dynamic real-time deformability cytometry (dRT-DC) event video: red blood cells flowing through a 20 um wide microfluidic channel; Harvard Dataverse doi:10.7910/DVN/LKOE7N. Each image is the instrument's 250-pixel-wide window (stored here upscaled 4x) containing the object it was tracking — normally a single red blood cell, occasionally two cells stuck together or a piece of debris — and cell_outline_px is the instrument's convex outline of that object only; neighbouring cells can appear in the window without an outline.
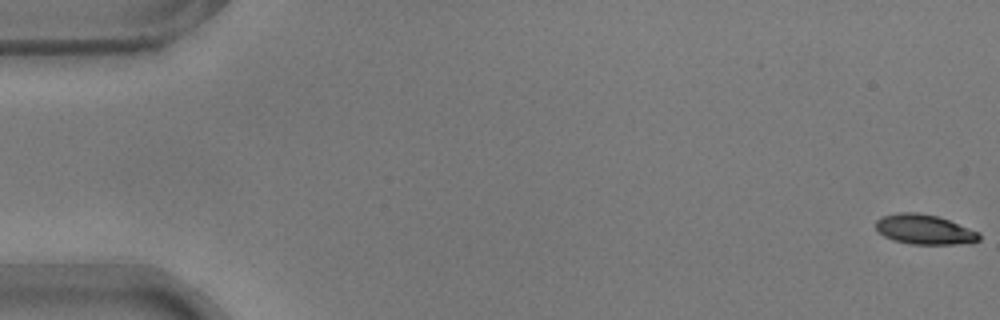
{"species": "common noctule bat (a hibernating species)", "species_latin": "Nyctalus noctula", "temperature_condition": "warm", "stored_images_in_passage": 55, "camera_frame_rate_fps": 3000, "um_per_image_px": 0.085, "animal": {"sex": "male", "body_mass_g": 17.9}, "frame": {"image": 1, "passage_image": 1, "time_ms": 0.0, "image_size_px": [1000, 320], "cell_outline_px": [[980, 240], [972, 244], [912, 244], [892, 240], [884, 236], [876, 228], [876, 220], [884, 216], [900, 212], [916, 212], [936, 216], [948, 220], [980, 232]], "centroid_in_image_um": [78.62, 19.52], "position_along_channel_um": 6.4, "area_um2": 17.98}}
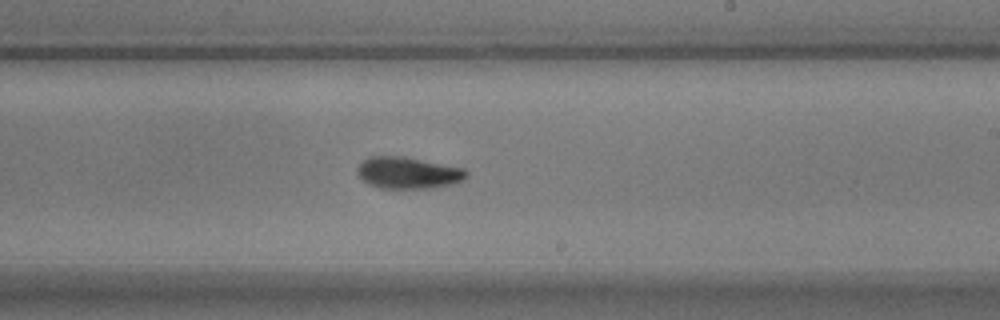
{"frame": {"image": 2, "passage_image": 33, "time_ms": 10.667, "image_size_px": [1000, 320], "cell_outline_px": [[468, 176], [464, 180], [448, 184], [428, 188], [380, 188], [368, 184], [356, 172], [356, 168], [368, 156], [404, 156], [464, 168], [468, 172]], "centroid_in_image_um": [34.67, 14.68], "position_along_channel_um": 254.3, "area_um2": 20.06}}
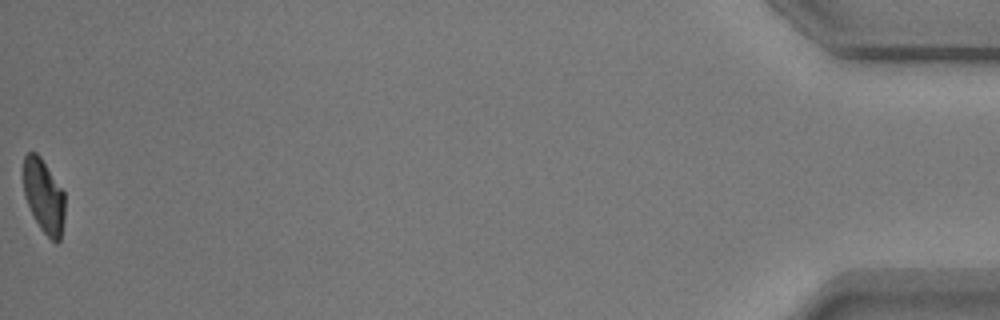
{"frame": {"image": 3, "passage_image": 55, "time_ms": 18.0, "image_size_px": [1000, 320], "cell_outline_px": [[64, 220], [60, 240], [56, 244], [40, 228], [24, 196], [24, 156], [28, 152], [36, 152], [40, 156], [64, 192]], "centroid_in_image_um": [3.73, 16.67], "position_along_channel_um": 431.5, "area_um2": 17.57}, "authors_computed_cell_mechanics": {"area_um2": 19.5364, "velocity_mm_per_s": 3.734, "shape_relaxation_time_tau1_ms": 5.6123, "shape_relaxation_time_tau2_ms": 2.1354, "deformation_change_tau1": 0.1799, "deformation_change_tau2": 0.0752}}